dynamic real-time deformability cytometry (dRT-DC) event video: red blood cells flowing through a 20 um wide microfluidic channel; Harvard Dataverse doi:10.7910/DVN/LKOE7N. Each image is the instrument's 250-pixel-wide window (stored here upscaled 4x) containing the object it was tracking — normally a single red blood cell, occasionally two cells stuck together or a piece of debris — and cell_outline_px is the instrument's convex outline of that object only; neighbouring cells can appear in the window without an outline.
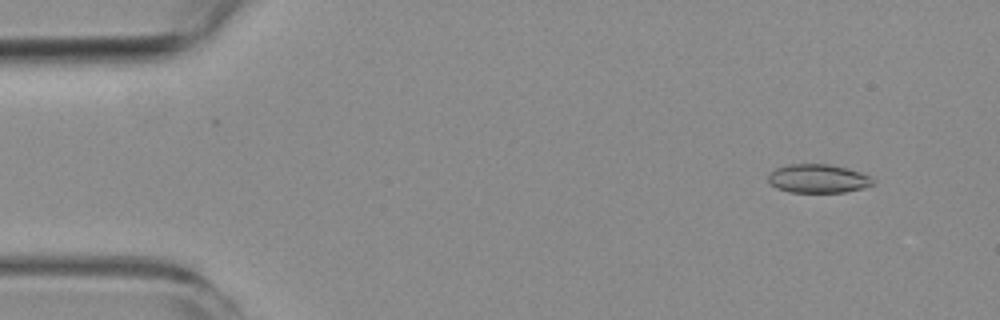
{"species": "common noctule bat (a hibernating species)", "species_latin": "Nyctalus noctula", "temperature_condition": "room temperature", "stored_images_in_passage": 5, "camera_frame_rate_fps": 3000, "um_per_image_px": 0.085, "animal": {"sex": "female", "body_mass_g": 19.3, "forearm_length_mm": 54.1}, "frame": {"image": 1, "passage_image": 2, "time_ms": 1.333, "image_size_px": [1000, 320], "cell_outline_px": [[876, 180], [872, 184], [864, 188], [844, 192], [788, 192], [776, 188], [768, 180], [768, 176], [776, 168], [788, 164], [828, 164], [848, 168], [860, 172]], "centroid_in_image_um": [69.54, 15.18], "position_along_channel_um": 15.5, "area_um2": 17.46}}
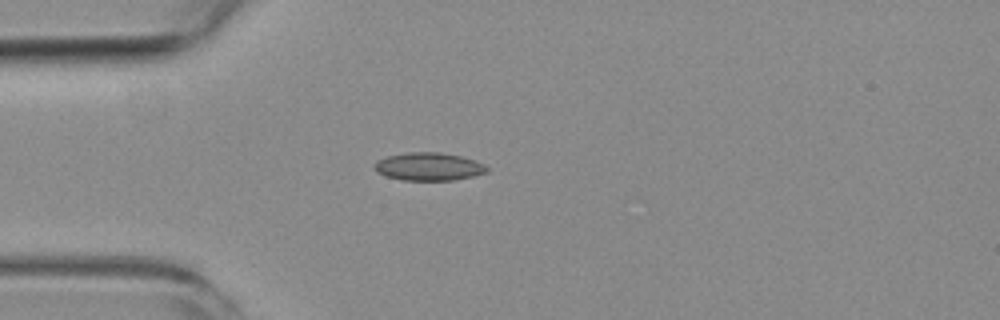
{"frame": {"image": 2, "passage_image": 5, "time_ms": 4.667, "image_size_px": [1000, 320], "cell_outline_px": [[488, 172], [472, 176], [452, 180], [400, 180], [384, 176], [376, 172], [372, 168], [372, 164], [376, 160], [388, 156], [408, 152], [440, 152], [460, 156], [476, 160], [484, 164], [488, 168]], "centroid_in_image_um": [36.38, 14.16], "position_along_channel_um": 48.6, "area_um2": 18.55}}